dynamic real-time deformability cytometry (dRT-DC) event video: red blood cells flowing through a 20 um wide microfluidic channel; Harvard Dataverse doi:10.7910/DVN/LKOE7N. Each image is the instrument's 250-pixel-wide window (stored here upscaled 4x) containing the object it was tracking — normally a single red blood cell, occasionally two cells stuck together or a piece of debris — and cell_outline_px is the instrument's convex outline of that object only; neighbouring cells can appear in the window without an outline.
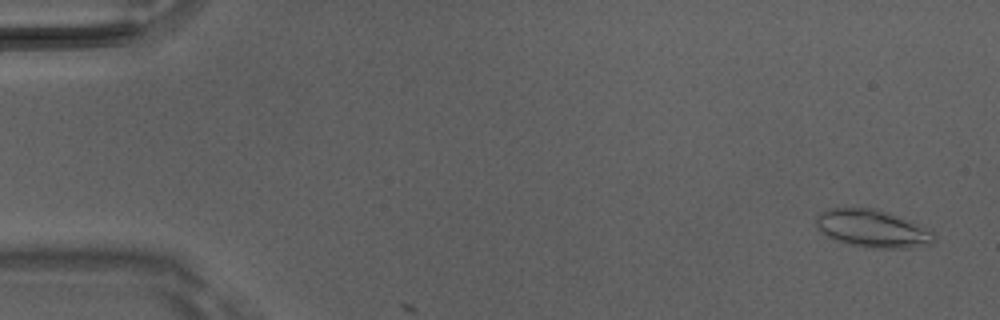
{"species": "Egyptian fruit bat (a non-hibernating species)", "species_latin": "Rousettus aegyptiacus", "temperature_condition": "room temperature", "stored_images_in_passage": 4, "camera_frame_rate_fps": 3000, "um_per_image_px": 0.085, "animal": {"sex": "male"}, "frame": {"image": 1, "passage_image": 1, "time_ms": 0.0, "image_size_px": [1000, 320], "cell_outline_px": [[936, 240], [932, 244], [912, 248], [864, 248], [832, 240], [824, 236], [816, 224], [816, 216], [824, 208], [876, 208], [932, 228], [936, 236]], "centroid_in_image_um": [74.19, 19.44], "position_along_channel_um": 10.8, "area_um2": 26.7}}